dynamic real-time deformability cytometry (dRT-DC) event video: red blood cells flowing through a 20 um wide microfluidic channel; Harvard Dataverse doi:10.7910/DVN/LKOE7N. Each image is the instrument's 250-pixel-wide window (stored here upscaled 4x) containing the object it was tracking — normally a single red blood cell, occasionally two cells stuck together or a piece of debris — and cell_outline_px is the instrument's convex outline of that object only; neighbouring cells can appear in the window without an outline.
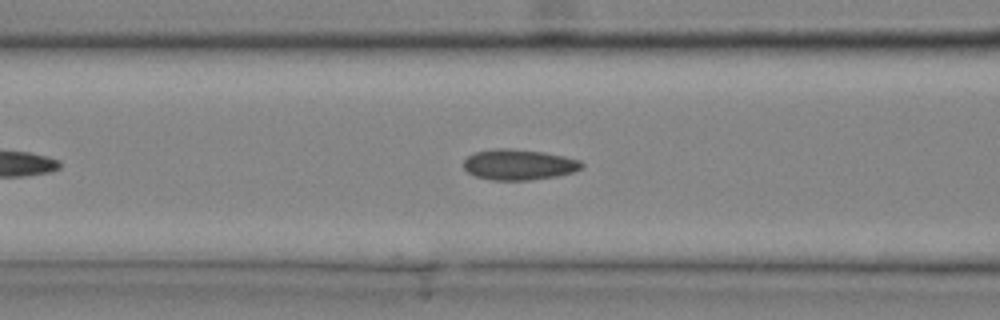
{"species": "common noctule bat (a hibernating species)", "species_latin": "Nyctalus noctula", "temperature_condition": "cold", "stored_images_in_passage": 29, "camera_frame_rate_fps": 3000, "um_per_image_px": 0.085, "animal": {"sex": "male", "body_mass_g": 20.4}, "frame": {"image": 1, "passage_image": 9, "time_ms": 2.667, "image_size_px": [1000, 320], "cell_outline_px": [[584, 168], [572, 172], [556, 176], [528, 180], [492, 180], [476, 176], [468, 172], [464, 168], [464, 160], [468, 156], [476, 152], [496, 148], [508, 148], [544, 152], [564, 156], [580, 160], [584, 164]], "centroid_in_image_um": [44.12, 13.99], "position_along_channel_um": 122.5, "area_um2": 21.04}}